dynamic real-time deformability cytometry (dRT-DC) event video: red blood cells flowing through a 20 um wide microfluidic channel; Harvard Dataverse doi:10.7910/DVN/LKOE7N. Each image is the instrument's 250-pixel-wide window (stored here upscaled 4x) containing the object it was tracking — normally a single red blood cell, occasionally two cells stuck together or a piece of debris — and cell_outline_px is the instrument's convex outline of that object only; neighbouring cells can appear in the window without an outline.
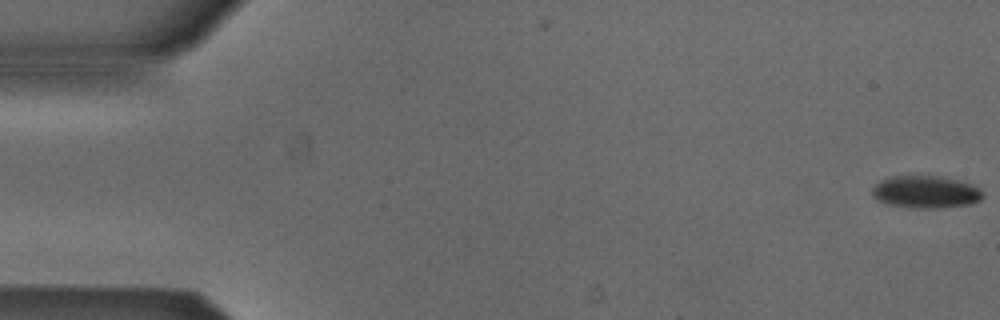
{"species": "Egyptian fruit bat (a non-hibernating species)", "species_latin": "Rousettus aegyptiacus", "temperature_condition": "cold", "stored_images_in_passage": 47, "camera_frame_rate_fps": 3000, "um_per_image_px": 0.085, "animal": {"sex": "male"}, "frame": {"image": 1, "passage_image": 1, "time_ms": 0.0, "image_size_px": [1000, 320], "cell_outline_px": [[980, 200], [968, 204], [932, 208], [920, 208], [888, 204], [872, 196], [872, 188], [880, 180], [892, 176], [940, 176], [960, 180], [972, 184], [980, 192]], "centroid_in_image_um": [78.64, 16.29], "position_along_channel_um": 6.4, "area_um2": 20.4}}
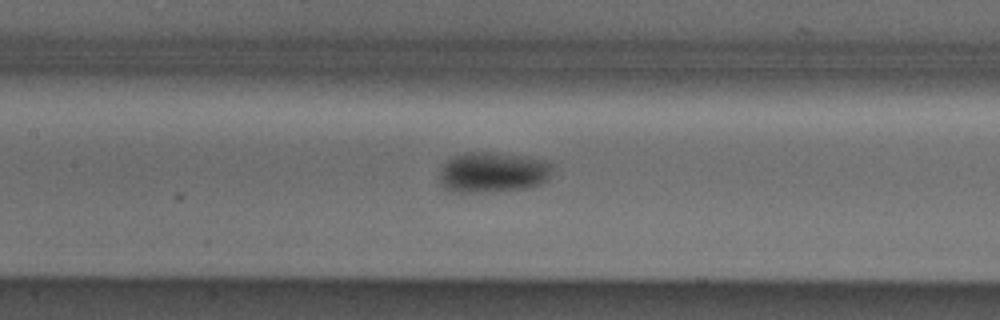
{"frame": {"image": 2, "passage_image": 25, "time_ms": 8.0, "image_size_px": [1000, 320], "cell_outline_px": [[552, 168], [548, 180], [540, 184], [528, 188], [488, 192], [460, 192], [444, 188], [440, 184], [440, 172], [444, 164], [452, 156], [464, 152], [492, 152], [524, 156], [548, 160], [552, 164]], "centroid_in_image_um": [41.91, 14.64], "position_along_channel_um": 165.5, "area_um2": 26.88}}
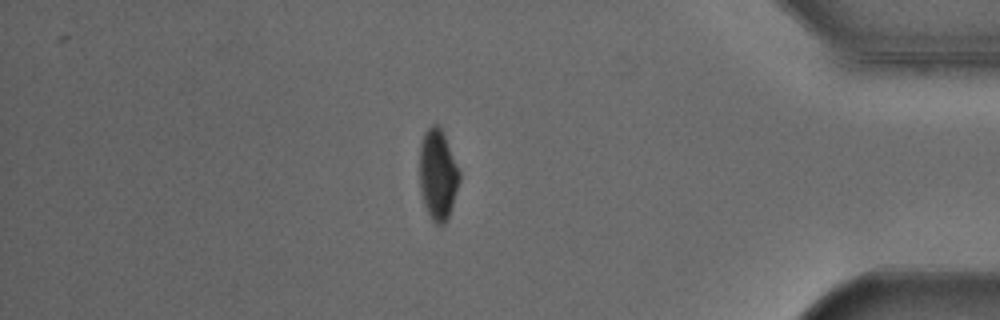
{"frame": {"image": 3, "passage_image": 46, "time_ms": 15.0, "image_size_px": [1000, 320], "cell_outline_px": [[460, 180], [448, 216], [444, 224], [436, 224], [432, 220], [424, 204], [420, 184], [420, 144], [424, 132], [432, 124], [440, 124], [460, 172]], "centroid_in_image_um": [37.21, 14.79], "position_along_channel_um": 398.0, "area_um2": 20.81}}